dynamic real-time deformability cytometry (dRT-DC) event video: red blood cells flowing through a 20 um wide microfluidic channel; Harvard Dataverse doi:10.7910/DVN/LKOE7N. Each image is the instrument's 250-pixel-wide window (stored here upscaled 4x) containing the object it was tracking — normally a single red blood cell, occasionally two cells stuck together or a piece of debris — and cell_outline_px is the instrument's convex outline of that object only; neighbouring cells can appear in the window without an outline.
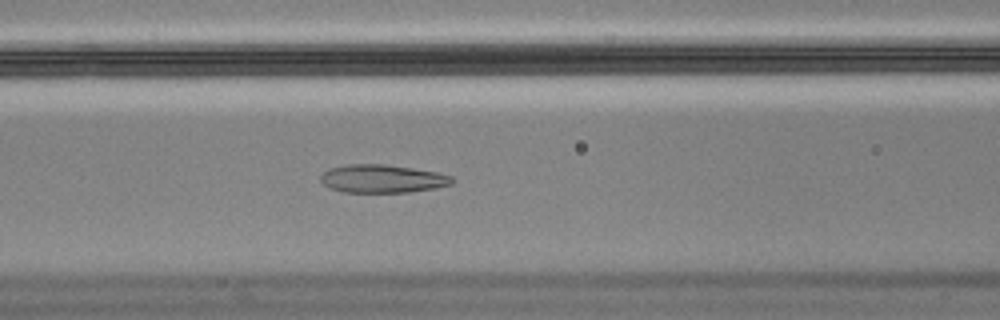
{"species": "Egyptian fruit bat (a non-hibernating species)", "species_latin": "Rousettus aegyptiacus", "temperature_condition": "cold", "stored_images_in_passage": 18, "camera_frame_rate_fps": 3000, "um_per_image_px": 0.085, "animal": {"sex": "male"}, "frame": {"image": 1, "passage_image": 13, "time_ms": 4.0, "image_size_px": [1000, 320], "cell_outline_px": [[456, 180], [452, 184], [436, 188], [408, 192], [344, 192], [328, 188], [320, 180], [320, 176], [328, 168], [344, 164], [384, 164], [440, 172], [452, 176]], "centroid_in_image_um": [32.51, 15.18], "position_along_channel_um": 134.1, "area_um2": 21.85}}